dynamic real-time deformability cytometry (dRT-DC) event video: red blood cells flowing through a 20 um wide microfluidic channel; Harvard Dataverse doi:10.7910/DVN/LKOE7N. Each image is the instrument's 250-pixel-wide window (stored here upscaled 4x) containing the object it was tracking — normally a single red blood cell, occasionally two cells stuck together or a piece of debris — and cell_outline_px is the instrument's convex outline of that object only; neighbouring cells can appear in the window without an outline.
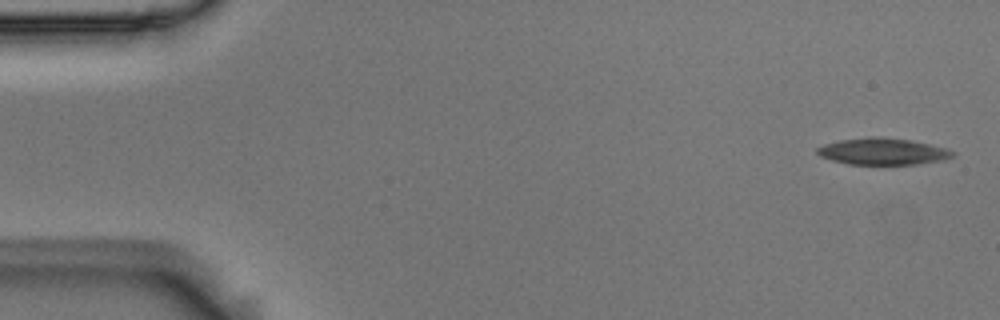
{"species": "Egyptian fruit bat (a non-hibernating species)", "species_latin": "Rousettus aegyptiacus", "temperature_condition": "room temperature", "stored_images_in_passage": 5, "camera_frame_rate_fps": 3000, "um_per_image_px": 0.085, "animal": {"sex": "male"}, "frame": {"image": 1, "passage_image": 1, "time_ms": 0.0, "image_size_px": [1000, 320], "cell_outline_px": [[956, 156], [944, 160], [916, 164], [848, 164], [832, 160], [820, 156], [816, 152], [816, 148], [824, 144], [840, 140], [872, 136], [876, 136], [912, 140], [944, 148], [956, 152]], "centroid_in_image_um": [75.04, 12.87], "position_along_channel_um": 10.0, "area_um2": 21.04}}
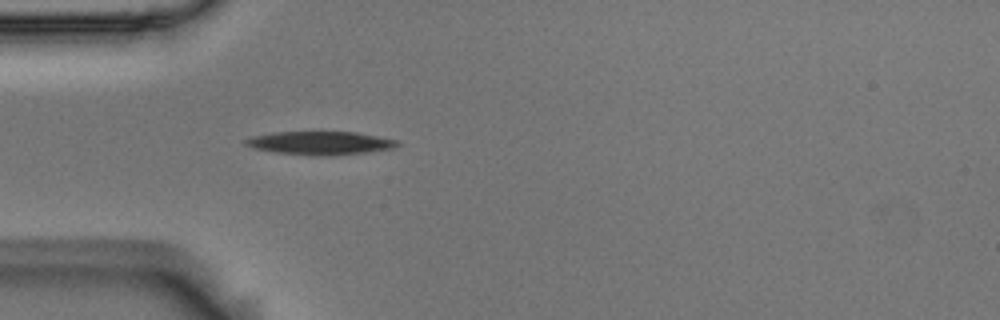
{"frame": {"image": 2, "passage_image": 5, "time_ms": 1.333, "image_size_px": [1000, 320], "cell_outline_px": [[400, 144], [392, 148], [364, 152], [332, 156], [312, 156], [276, 152], [256, 148], [244, 144], [244, 140], [252, 136], [272, 132], [356, 132], [396, 140]], "centroid_in_image_um": [27.18, 12.16], "position_along_channel_um": 57.8, "area_um2": 20.46}}